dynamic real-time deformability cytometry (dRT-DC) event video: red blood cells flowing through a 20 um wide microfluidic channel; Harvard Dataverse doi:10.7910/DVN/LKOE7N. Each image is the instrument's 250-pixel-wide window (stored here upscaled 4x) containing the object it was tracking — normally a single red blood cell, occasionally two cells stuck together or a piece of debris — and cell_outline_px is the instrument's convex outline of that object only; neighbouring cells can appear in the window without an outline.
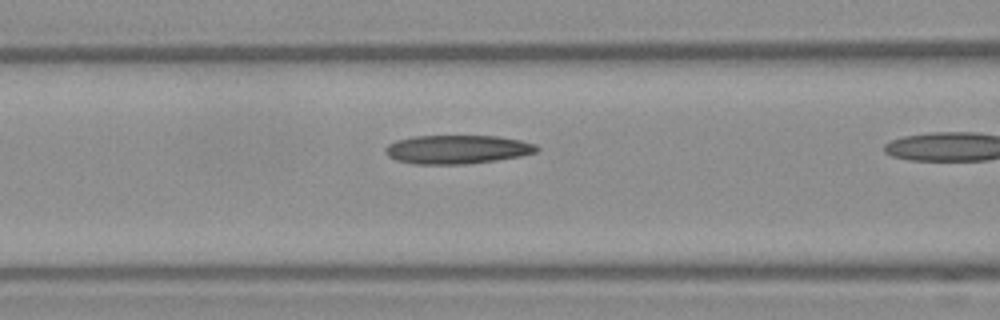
{"species": "Egyptian fruit bat (a non-hibernating species)", "species_latin": "Rousettus aegyptiacus", "temperature_condition": "warm", "stored_images_in_passage": 6, "camera_frame_rate_fps": 3000, "um_per_image_px": 0.085, "frame": {"image": 1, "passage_image": 5, "time_ms": 1.333, "image_size_px": [1000, 320], "cell_outline_px": [[540, 148], [536, 152], [520, 156], [496, 160], [464, 164], [416, 164], [396, 160], [388, 156], [384, 152], [384, 148], [388, 144], [396, 140], [412, 136], [496, 136], [520, 140], [536, 144]], "centroid_in_image_um": [38.84, 12.69], "position_along_channel_um": 127.8, "area_um2": 25.37}}